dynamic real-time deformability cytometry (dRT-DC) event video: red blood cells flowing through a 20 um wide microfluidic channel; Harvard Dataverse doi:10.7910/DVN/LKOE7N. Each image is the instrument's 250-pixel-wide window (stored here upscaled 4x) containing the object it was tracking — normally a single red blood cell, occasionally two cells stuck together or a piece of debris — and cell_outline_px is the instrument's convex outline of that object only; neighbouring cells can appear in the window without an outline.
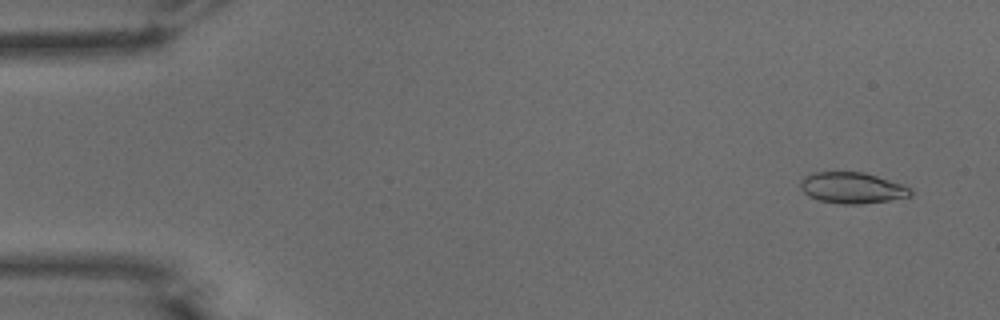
{"species": "common noctule bat (a hibernating species)", "species_latin": "Nyctalus noctula", "temperature_condition": "warm", "stored_images_in_passage": 52, "camera_frame_rate_fps": 3000, "um_per_image_px": 0.085, "animal": {"sex": "male", "body_mass_g": 15.6}, "frame": {"image": 1, "passage_image": 3, "time_ms": 0.667, "image_size_px": [1000, 320], "cell_outline_px": [[912, 196], [888, 200], [860, 204], [840, 204], [820, 200], [808, 196], [800, 188], [800, 180], [804, 176], [812, 172], [864, 172], [904, 184], [912, 192]], "centroid_in_image_um": [72.41, 15.96], "position_along_channel_um": 12.6, "area_um2": 20.0}}
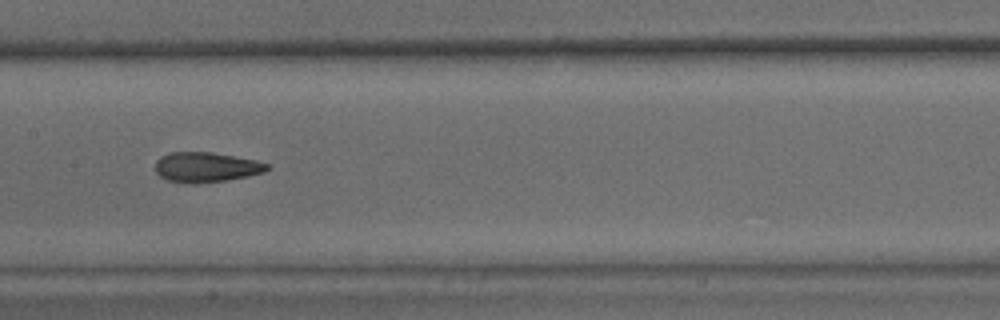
{"frame": {"image": 2, "passage_image": 26, "time_ms": 8.333, "image_size_px": [1000, 320], "cell_outline_px": [[268, 168], [264, 172], [248, 176], [224, 180], [168, 180], [160, 176], [156, 172], [156, 160], [160, 156], [172, 152], [212, 152], [256, 160], [268, 164]], "centroid_in_image_um": [17.54, 14.15], "position_along_channel_um": 189.9, "area_um2": 18.55}}
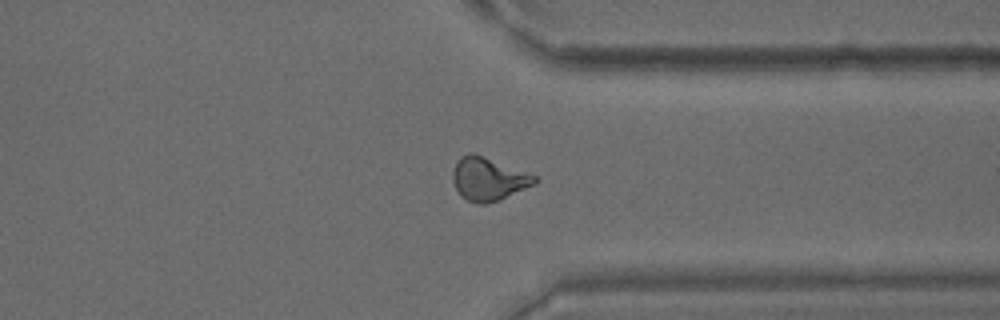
{"frame": {"image": 3, "passage_image": 40, "time_ms": 13.0, "image_size_px": [1000, 320], "cell_outline_px": [[540, 180], [536, 184], [500, 200], [484, 204], [476, 204], [460, 196], [452, 180], [452, 172], [456, 160], [460, 156], [468, 152], [472, 152], [536, 176]], "centroid_in_image_um": [41.49, 15.22], "position_along_channel_um": 369.9, "area_um2": 20.69}, "authors_computed_cell_mechanics": {"area_um2": 20.0566, "velocity_mm_per_s": 3.8939, "shape_relaxation_time_tau1_ms": null, "shape_relaxation_time_tau2_ms": 2.158, "deformation_change_tau1": null, "deformation_change_tau2": 0.0987}}